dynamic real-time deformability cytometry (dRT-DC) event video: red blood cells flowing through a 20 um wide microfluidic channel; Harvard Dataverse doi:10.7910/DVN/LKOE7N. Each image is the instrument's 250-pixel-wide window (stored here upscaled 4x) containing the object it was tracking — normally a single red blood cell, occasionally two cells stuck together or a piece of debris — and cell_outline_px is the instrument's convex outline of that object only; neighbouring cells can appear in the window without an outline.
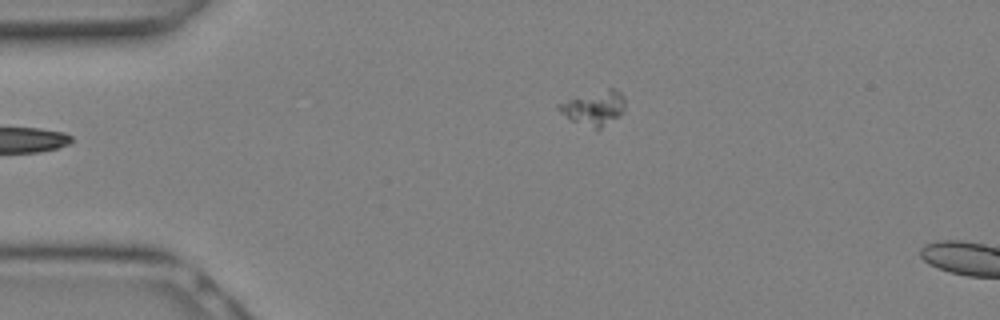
{"species": "Egyptian fruit bat (a non-hibernating species)", "species_latin": "Rousettus aegyptiacus", "temperature_condition": "warm", "stored_images_in_passage": 3, "camera_frame_rate_fps": 3000, "um_per_image_px": 0.085, "animal": {"sex": "female"}, "frame": {"image": 1, "passage_image": 1, "time_ms": 0.0, "image_size_px": [1000, 320], "cell_outline_px": [[624, 112], [600, 128], [596, 128], [572, 120], [556, 108], [556, 104], [608, 88], [612, 88], [620, 92], [624, 96]], "centroid_in_image_um": [50.53, 9.16], "position_along_channel_um": 34.5, "area_um2": 12.66}}